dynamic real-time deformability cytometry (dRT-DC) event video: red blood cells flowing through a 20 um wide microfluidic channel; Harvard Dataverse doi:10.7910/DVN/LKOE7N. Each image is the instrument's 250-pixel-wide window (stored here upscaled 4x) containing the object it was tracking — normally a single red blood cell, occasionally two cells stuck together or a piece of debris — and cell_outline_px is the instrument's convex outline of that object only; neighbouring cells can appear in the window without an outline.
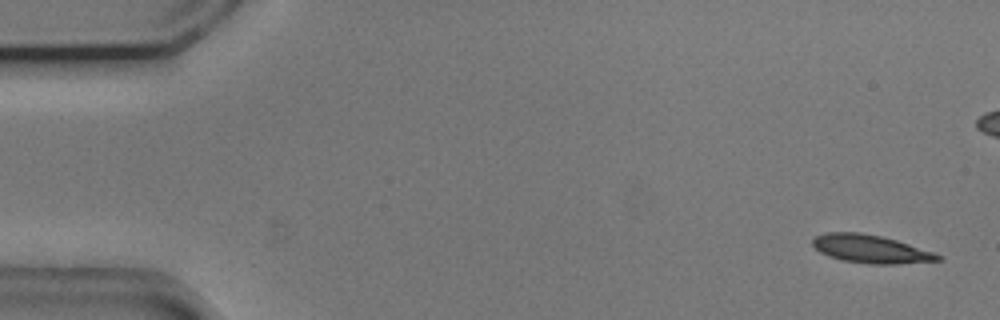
{"species": "common noctule bat (a hibernating species)", "species_latin": "Nyctalus noctula", "temperature_condition": "cold", "stored_images_in_passage": 8, "camera_frame_rate_fps": 3000, "um_per_image_px": 0.085, "animal": {"sex": "male", "body_mass_g": 20.5, "forearm_length_mm": 52.5}, "frame": {"image": 1, "passage_image": 1, "time_ms": 0.0, "image_size_px": [1000, 320], "cell_outline_px": [[944, 260], [896, 264], [868, 264], [840, 260], [828, 256], [820, 252], [812, 244], [812, 240], [816, 236], [824, 232], [860, 232], [880, 236], [896, 240], [932, 252], [940, 256]], "centroid_in_image_um": [73.96, 21.17], "position_along_channel_um": 11.0, "area_um2": 20.46}}